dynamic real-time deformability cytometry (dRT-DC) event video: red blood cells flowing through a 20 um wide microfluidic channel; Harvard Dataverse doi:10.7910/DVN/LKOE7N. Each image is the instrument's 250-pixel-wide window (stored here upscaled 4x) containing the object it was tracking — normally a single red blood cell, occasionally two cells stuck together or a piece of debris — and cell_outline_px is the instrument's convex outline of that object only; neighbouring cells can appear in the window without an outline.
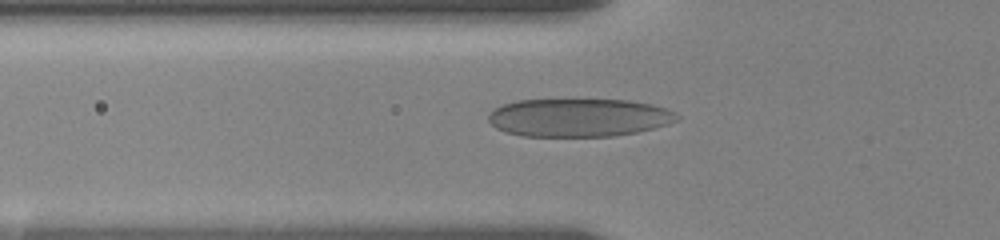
{"species": "human", "species_latin": "Homo sapiens", "temperature_condition": "room temperature", "stored_images_in_passage": 8, "camera_frame_rate_fps": 3000, "um_per_image_px": 0.085, "donor": {"sex": "female"}, "frame": {"image": 1, "passage_image": 4, "time_ms": 2.0, "image_size_px": [1000, 240], "cell_outline_px": [[680, 116], [676, 120], [668, 124], [636, 132], [616, 136], [524, 136], [508, 132], [496, 128], [488, 120], [488, 116], [496, 108], [504, 104], [516, 100], [628, 100], [652, 104], [668, 108], [676, 112]], "centroid_in_image_um": [49.24, 9.99], "position_along_channel_um": 76.6, "area_um2": 41.79}}
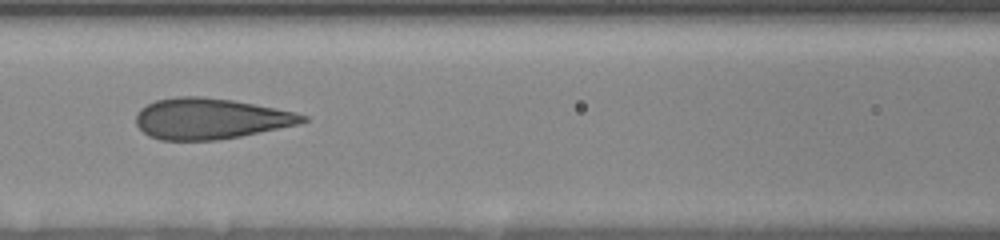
{"frame": {"image": 2, "passage_image": 7, "time_ms": 4.0, "image_size_px": [1000, 240], "cell_outline_px": [[308, 120], [300, 124], [240, 136], [216, 140], [160, 140], [148, 136], [136, 124], [136, 112], [140, 108], [156, 100], [176, 96], [200, 96], [232, 100], [276, 108], [296, 112], [308, 116]], "centroid_in_image_um": [17.87, 10.08], "position_along_channel_um": 148.7, "area_um2": 39.71}}
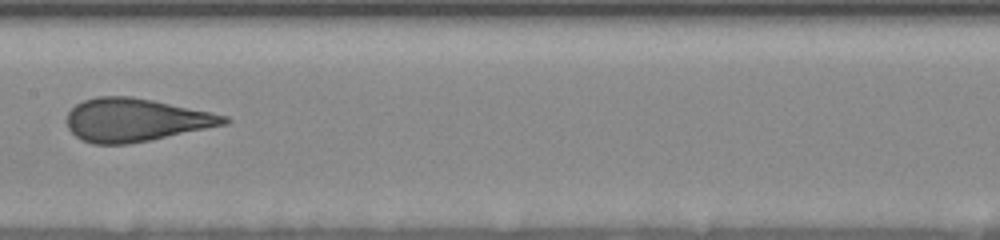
{"frame": {"image": 3, "passage_image": 8, "time_ms": 5.333, "image_size_px": [1000, 240], "cell_outline_px": [[232, 120], [228, 124], [152, 140], [128, 144], [92, 144], [80, 140], [68, 128], [64, 120], [68, 112], [76, 104], [84, 100], [96, 96], [132, 96], [152, 100], [228, 116]], "centroid_in_image_um": [11.49, 10.2], "position_along_channel_um": 195.9, "area_um2": 39.77}}